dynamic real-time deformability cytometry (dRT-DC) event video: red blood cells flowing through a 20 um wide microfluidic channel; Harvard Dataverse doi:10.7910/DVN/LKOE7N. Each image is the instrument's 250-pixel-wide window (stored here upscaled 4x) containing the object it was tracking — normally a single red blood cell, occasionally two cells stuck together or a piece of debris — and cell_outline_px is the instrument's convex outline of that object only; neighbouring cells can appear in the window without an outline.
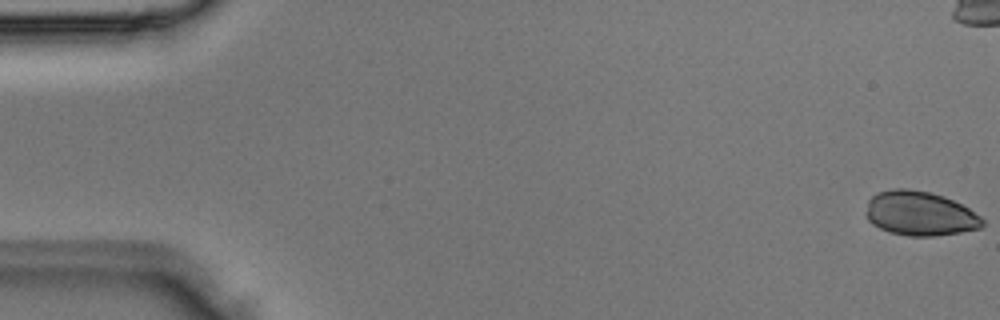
{"species": "Egyptian fruit bat (a non-hibernating species)", "species_latin": "Rousettus aegyptiacus", "temperature_condition": "room temperature", "stored_images_in_passage": 5, "camera_frame_rate_fps": 3000, "um_per_image_px": 0.085, "animal": {"sex": "male"}, "frame": {"image": 1, "passage_image": 1, "time_ms": 0.0, "image_size_px": [1000, 320], "cell_outline_px": [[984, 224], [980, 228], [960, 232], [932, 236], [908, 236], [892, 232], [880, 228], [872, 224], [868, 220], [868, 200], [876, 192], [892, 188], [908, 188], [928, 192], [944, 196], [968, 208], [980, 216], [984, 220]], "centroid_in_image_um": [78.19, 18.14], "position_along_channel_um": 6.8, "area_um2": 29.88}}